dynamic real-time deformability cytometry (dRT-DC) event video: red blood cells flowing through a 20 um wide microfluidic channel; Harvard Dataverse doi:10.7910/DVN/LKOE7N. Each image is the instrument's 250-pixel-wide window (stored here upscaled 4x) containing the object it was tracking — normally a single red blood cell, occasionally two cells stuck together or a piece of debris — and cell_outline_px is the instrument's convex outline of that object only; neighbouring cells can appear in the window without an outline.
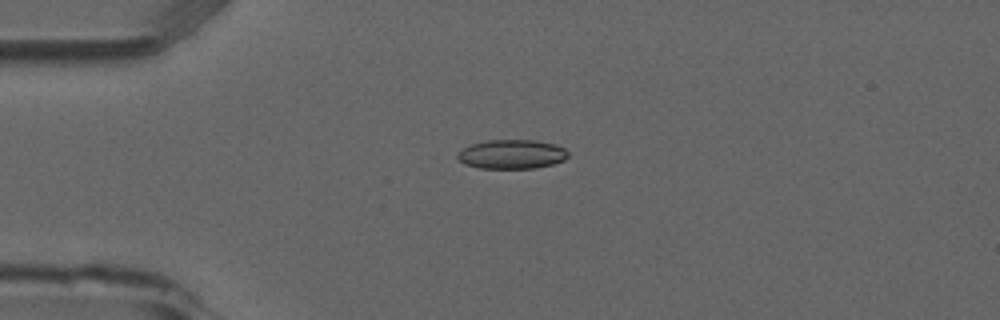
{"species": "common noctule bat (a hibernating species)", "species_latin": "Nyctalus noctula", "temperature_condition": "room temperature", "stored_images_in_passage": 40, "camera_frame_rate_fps": 3000, "um_per_image_px": 0.085, "animal": {"sex": "male", "forearm_length_mm": 52.5}, "frame": {"image": 1, "passage_image": 1, "time_ms": 0.0, "image_size_px": [1000, 320], "cell_outline_px": [[568, 156], [564, 160], [552, 164], [536, 168], [480, 168], [464, 164], [456, 156], [464, 148], [472, 144], [488, 140], [536, 140], [556, 144], [564, 148], [568, 152]], "centroid_in_image_um": [43.53, 13.11], "position_along_channel_um": 41.5, "area_um2": 18.73}}
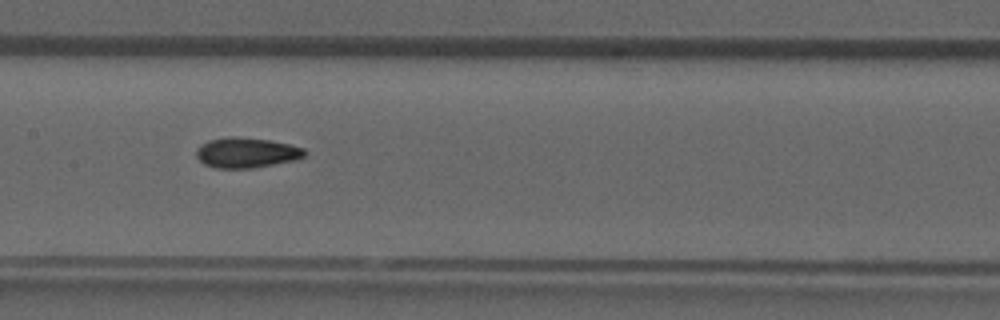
{"frame": {"image": 2, "passage_image": 14, "time_ms": 4.333, "image_size_px": [1000, 320], "cell_outline_px": [[308, 152], [304, 156], [296, 160], [252, 168], [216, 168], [204, 164], [196, 156], [196, 148], [200, 144], [208, 140], [232, 136], [236, 136], [272, 140], [304, 148]], "centroid_in_image_um": [20.94, 12.97], "position_along_channel_um": 186.5, "area_um2": 19.25}}
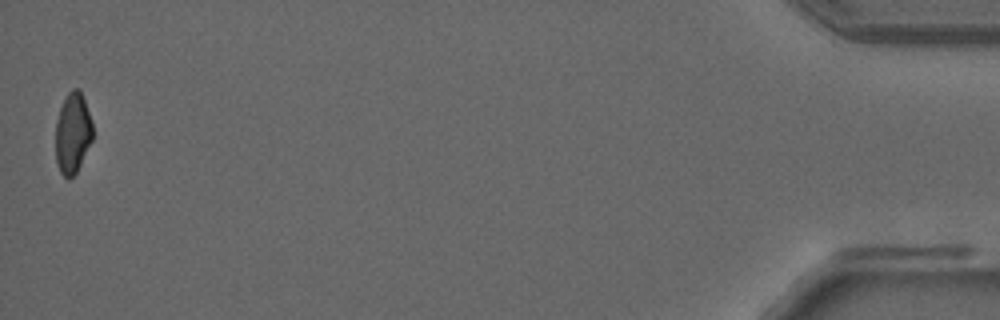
{"frame": {"image": 3, "passage_image": 40, "time_ms": 13.0, "image_size_px": [1000, 320], "cell_outline_px": [[92, 140], [76, 172], [68, 180], [60, 172], [56, 160], [56, 120], [60, 108], [68, 92], [72, 88], [80, 88], [92, 120]], "centroid_in_image_um": [6.18, 11.28], "position_along_channel_um": 429.0, "area_um2": 17.4}, "authors_computed_cell_mechanics": {"area_um2": 18.8139, "velocity_mm_per_s": 3.9163, "shape_relaxation_time_tau1_ms": 10.9608, "shape_relaxation_time_tau2_ms": 2.1032, "deformation_change_tau1": 0.2156, "deformation_change_tau2": 0.0675}}